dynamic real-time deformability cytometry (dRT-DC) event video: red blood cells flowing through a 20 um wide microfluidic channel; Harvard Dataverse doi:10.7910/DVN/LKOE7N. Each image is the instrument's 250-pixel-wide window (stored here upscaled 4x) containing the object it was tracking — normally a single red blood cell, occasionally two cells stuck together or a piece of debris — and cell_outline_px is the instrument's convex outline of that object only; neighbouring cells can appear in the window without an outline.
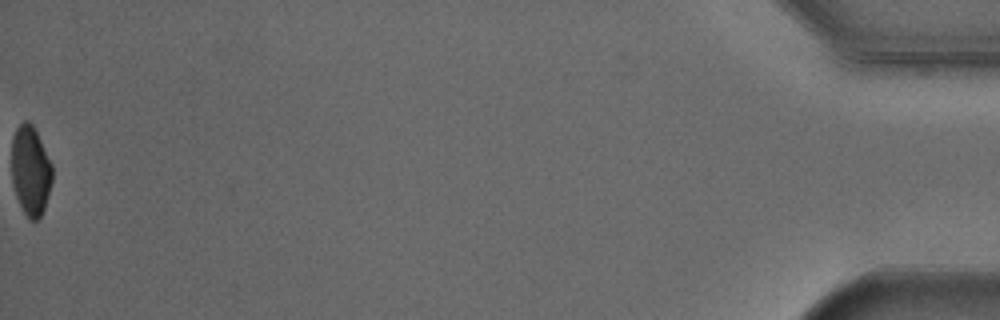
{"species": "Egyptian fruit bat (a non-hibernating species)", "species_latin": "Rousettus aegyptiacus", "temperature_condition": "cold", "stored_images_in_passage": 47, "camera_frame_rate_fps": 3000, "um_per_image_px": 0.085, "animal": {"sex": "male"}, "frame": {"image": 1, "passage_image": 47, "time_ms": 15.333, "image_size_px": [1000, 320], "cell_outline_px": [[52, 180], [44, 208], [40, 216], [36, 220], [28, 220], [16, 196], [12, 184], [12, 140], [16, 128], [24, 120], [28, 120], [32, 124], [52, 164]], "centroid_in_image_um": [2.58, 14.5], "position_along_channel_um": 432.6, "area_um2": 21.04}, "authors_computed_cell_mechanics": {"area_um2": 25.6054, "velocity_mm_per_s": 3.8176, "shape_relaxation_time_tau1_ms": 4.9462, "shape_relaxation_time_tau2_ms": 8.2101, "deformation_change_tau1": 0.1107, "deformation_change_tau2": 0.0619}}